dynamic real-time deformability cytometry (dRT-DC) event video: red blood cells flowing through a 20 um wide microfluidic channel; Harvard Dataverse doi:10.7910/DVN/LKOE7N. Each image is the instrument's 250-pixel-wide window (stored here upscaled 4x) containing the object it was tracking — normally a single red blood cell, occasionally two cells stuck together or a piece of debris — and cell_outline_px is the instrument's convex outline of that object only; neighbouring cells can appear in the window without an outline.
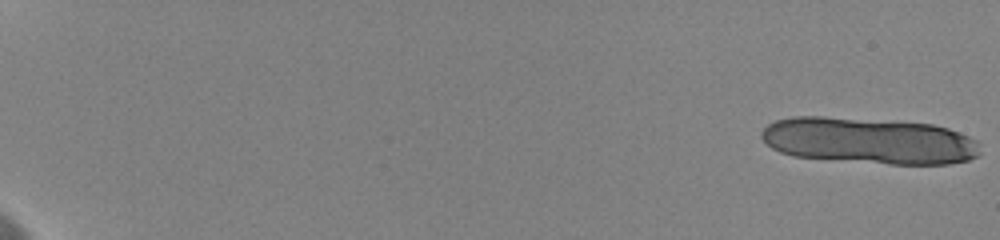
{"species": "human", "species_latin": "Homo sapiens", "temperature_condition": "cold", "stored_images_in_passage": 23, "camera_frame_rate_fps": 3000, "um_per_image_px": 0.085, "donor": {"sex": "female"}, "frame": {"image": 1, "passage_image": 1, "time_ms": 0.0, "image_size_px": [1000, 240], "cell_outline_px": [[980, 152], [976, 156], [968, 160], [948, 164], [888, 164], [792, 156], [780, 152], [772, 148], [760, 136], [760, 132], [768, 124], [776, 120], [792, 116], [824, 116], [932, 124], [948, 128], [960, 132], [976, 140], [980, 144]], "centroid_in_image_um": [73.86, 11.96], "position_along_channel_um": 11.1, "area_um2": 59.19}}